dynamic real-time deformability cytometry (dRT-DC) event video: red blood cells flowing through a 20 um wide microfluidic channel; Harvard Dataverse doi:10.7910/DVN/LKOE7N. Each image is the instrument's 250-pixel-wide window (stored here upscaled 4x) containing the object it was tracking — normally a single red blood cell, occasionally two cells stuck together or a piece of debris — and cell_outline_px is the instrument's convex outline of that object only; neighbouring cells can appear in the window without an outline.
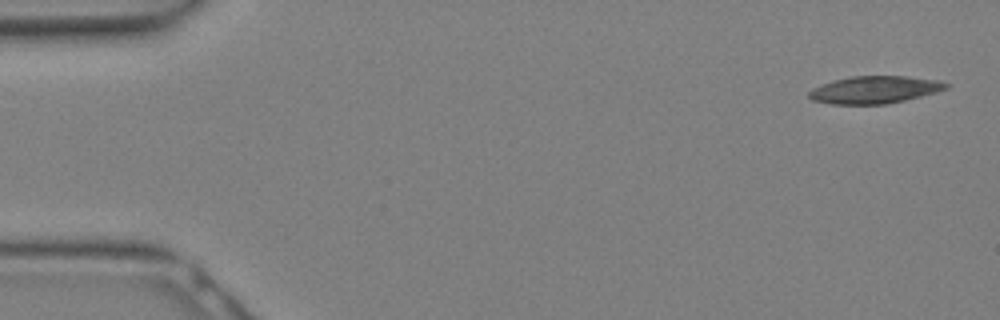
{"species": "Egyptian fruit bat (a non-hibernating species)", "species_latin": "Rousettus aegyptiacus", "temperature_condition": "warm", "stored_images_in_passage": 7, "camera_frame_rate_fps": 3000, "um_per_image_px": 0.085, "animal": {"sex": "female"}, "frame": {"image": 1, "passage_image": 1, "time_ms": 0.0, "image_size_px": [1000, 320], "cell_outline_px": [[948, 88], [936, 92], [888, 104], [832, 104], [812, 100], [808, 96], [808, 92], [812, 88], [820, 84], [832, 80], [852, 76], [908, 76], [936, 80], [948, 84]], "centroid_in_image_um": [74.29, 7.62], "position_along_channel_um": 10.7, "area_um2": 21.85}}